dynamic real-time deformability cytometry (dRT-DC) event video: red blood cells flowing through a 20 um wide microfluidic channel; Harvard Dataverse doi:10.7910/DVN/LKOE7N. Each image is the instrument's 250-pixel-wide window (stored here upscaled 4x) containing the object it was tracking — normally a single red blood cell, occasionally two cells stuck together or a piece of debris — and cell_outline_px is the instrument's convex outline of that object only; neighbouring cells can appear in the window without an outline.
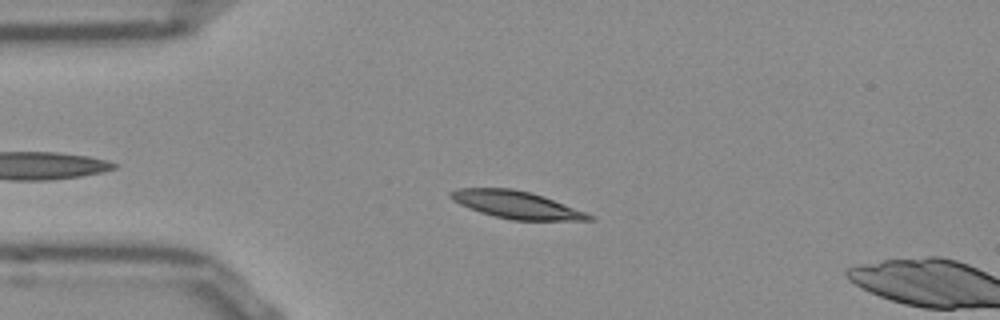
{"species": "Egyptian fruit bat (a non-hibernating species)", "species_latin": "Rousettus aegyptiacus", "temperature_condition": "room temperature", "stored_images_in_passage": 36, "camera_frame_rate_fps": 3000, "um_per_image_px": 0.085, "frame": {"image": 1, "passage_image": 8, "time_ms": 2.333, "image_size_px": [1000, 320], "cell_outline_px": [[596, 216], [592, 220], [512, 220], [480, 212], [460, 204], [452, 200], [448, 196], [448, 192], [456, 188], [512, 188], [544, 196]], "centroid_in_image_um": [43.88, 17.4], "position_along_channel_um": 41.1, "area_um2": 22.02}}
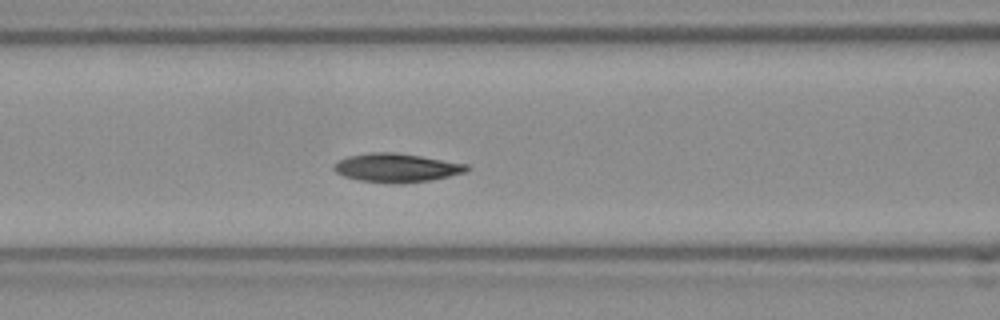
{"frame": {"image": 2, "passage_image": 17, "time_ms": 5.333, "image_size_px": [1000, 320], "cell_outline_px": [[468, 168], [464, 172], [448, 176], [428, 180], [400, 184], [396, 184], [360, 180], [344, 176], [336, 172], [332, 168], [332, 164], [348, 156], [372, 152], [396, 152], [468, 164]], "centroid_in_image_um": [33.66, 14.25], "position_along_channel_um": 132.9, "area_um2": 22.02}}
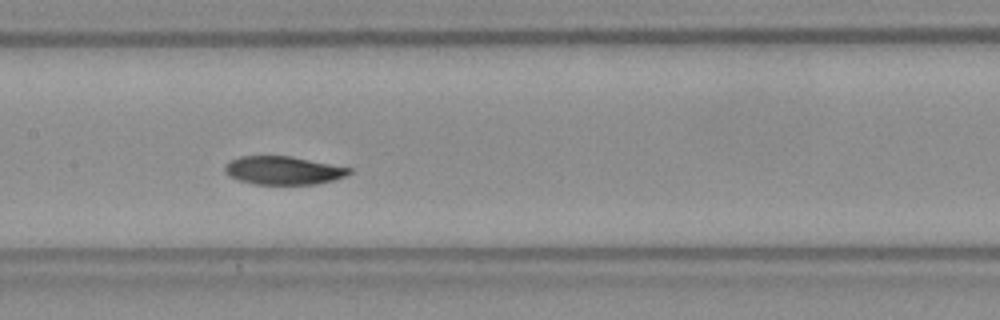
{"frame": {"image": 3, "passage_image": 21, "time_ms": 6.667, "image_size_px": [1000, 320], "cell_outline_px": [[352, 172], [344, 176], [332, 180], [316, 184], [256, 184], [240, 180], [232, 176], [224, 168], [232, 160], [240, 156], [288, 156], [352, 168]], "centroid_in_image_um": [24.12, 14.48], "position_along_channel_um": 183.3, "area_um2": 19.94}, "authors_computed_cell_mechanics": {"area_um2": 21.6172, "velocity_mm_per_s": 3.7795, "shape_relaxation_time_tau1_ms": 4.5435, "shape_relaxation_time_tau2_ms": 2.6294, "deformation_change_tau1": 0.1291, "deformation_change_tau2": 0.052}}